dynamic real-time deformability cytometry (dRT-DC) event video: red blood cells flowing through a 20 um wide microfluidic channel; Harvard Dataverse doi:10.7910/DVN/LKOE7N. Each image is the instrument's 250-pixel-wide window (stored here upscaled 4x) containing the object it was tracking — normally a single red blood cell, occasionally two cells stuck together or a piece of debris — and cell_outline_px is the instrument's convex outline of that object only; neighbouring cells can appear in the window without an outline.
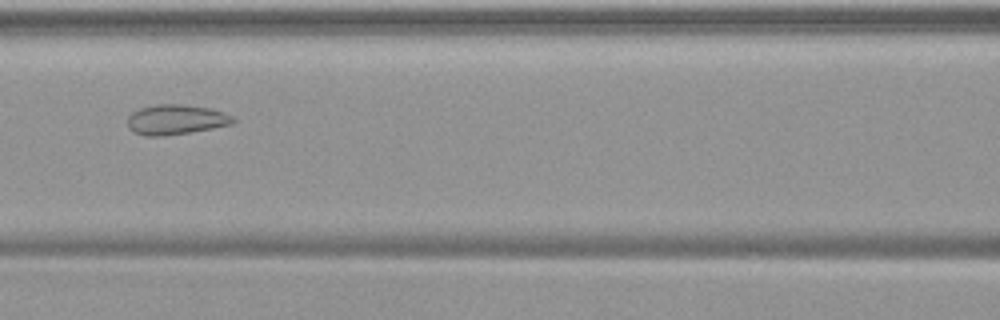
{"species": "common noctule bat (a hibernating species)", "species_latin": "Nyctalus noctula", "temperature_condition": "warm", "stored_images_in_passage": 54, "camera_frame_rate_fps": 3000, "um_per_image_px": 0.085, "animal": {"sex": "female", "body_mass_g": 19.9}, "frame": {"image": 1, "passage_image": 25, "time_ms": 8.0, "image_size_px": [1000, 320], "cell_outline_px": [[236, 120], [232, 124], [212, 128], [164, 136], [144, 136], [132, 132], [128, 128], [128, 116], [132, 112], [140, 108], [156, 104], [184, 104], [212, 108], [224, 112], [232, 116]], "centroid_in_image_um": [14.93, 10.16], "position_along_channel_um": 151.7, "area_um2": 18.61}}
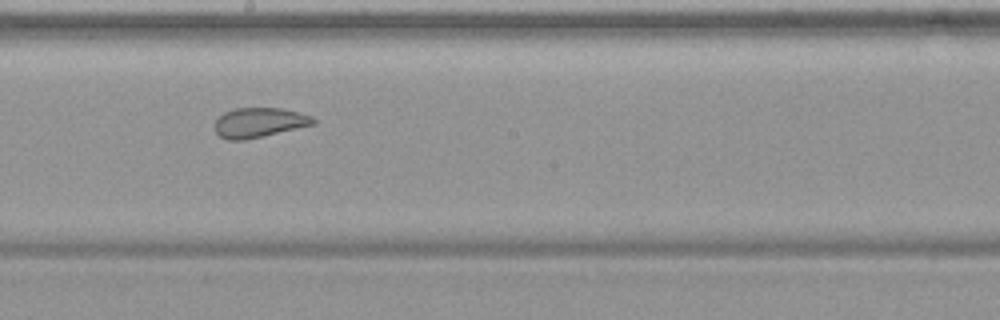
{"frame": {"image": 2, "passage_image": 31, "time_ms": 10.0, "image_size_px": [1000, 320], "cell_outline_px": [[316, 124], [244, 140], [228, 140], [220, 136], [216, 132], [212, 124], [224, 112], [236, 108], [280, 108], [312, 116], [316, 120]], "centroid_in_image_um": [22.0, 10.42], "position_along_channel_um": 226.2, "area_um2": 16.99}}
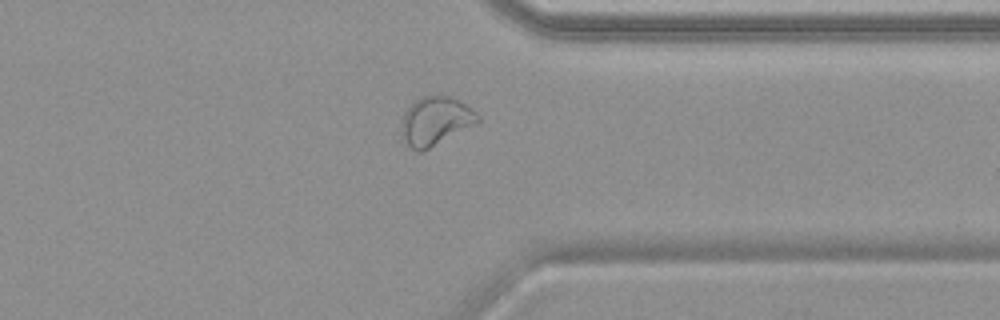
{"frame": {"image": 3, "passage_image": 43, "time_ms": 14.0, "image_size_px": [1000, 320], "cell_outline_px": [[480, 120], [476, 124], [420, 152], [416, 152], [400, 136], [400, 124], [404, 112], [420, 96], [448, 96], [460, 100], [468, 104], [480, 116]], "centroid_in_image_um": [37.01, 10.27], "position_along_channel_um": 374.4, "area_um2": 21.62}, "authors_computed_cell_mechanics": {"area_um2": 23.6113, "velocity_mm_per_s": 3.762, "shape_relaxation_time_tau1_ms": null, "shape_relaxation_time_tau2_ms": 1.1414, "deformation_change_tau1": null, "deformation_change_tau2": 0.0736}}